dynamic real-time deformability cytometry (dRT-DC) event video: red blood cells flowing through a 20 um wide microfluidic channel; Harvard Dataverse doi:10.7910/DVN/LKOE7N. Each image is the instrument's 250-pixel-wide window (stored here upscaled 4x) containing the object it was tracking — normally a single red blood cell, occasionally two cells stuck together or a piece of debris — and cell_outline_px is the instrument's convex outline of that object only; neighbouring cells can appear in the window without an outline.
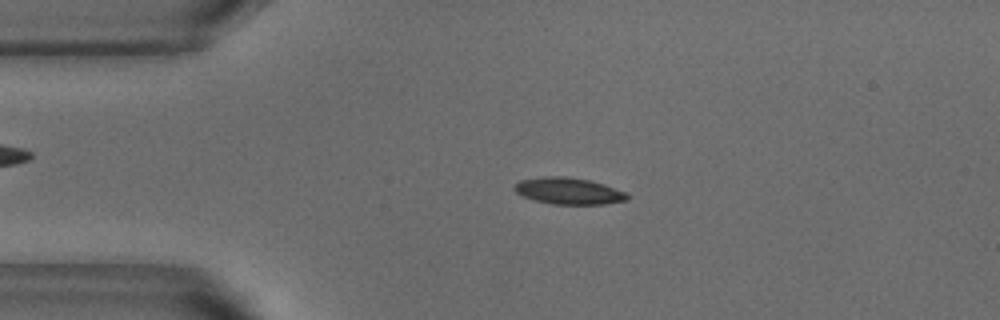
{"species": "common noctule bat (a hibernating species)", "species_latin": "Nyctalus noctula", "temperature_condition": "warm", "stored_images_in_passage": 50, "camera_frame_rate_fps": 3000, "um_per_image_px": 0.085, "animal": {"sex": "male", "body_mass_g": 18.8}, "frame": {"image": 1, "passage_image": 9, "time_ms": 2.667, "image_size_px": [1000, 320], "cell_outline_px": [[628, 200], [604, 204], [552, 204], [536, 200], [524, 196], [516, 192], [512, 188], [520, 180], [544, 176], [564, 176], [588, 180], [604, 184], [624, 192], [628, 196]], "centroid_in_image_um": [48.31, 16.23], "position_along_channel_um": 36.7, "area_um2": 17.28}}
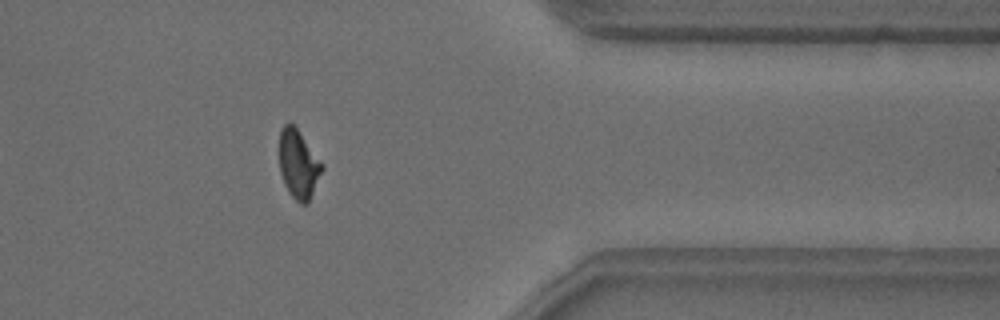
{"frame": {"image": 2, "passage_image": 40, "time_ms": 13.0, "image_size_px": [1000, 320], "cell_outline_px": [[324, 168], [308, 204], [300, 204], [288, 192], [284, 184], [280, 172], [280, 128], [288, 120], [296, 128], [324, 164]], "centroid_in_image_um": [25.38, 13.97], "position_along_channel_um": 386.0, "area_um2": 17.17}}
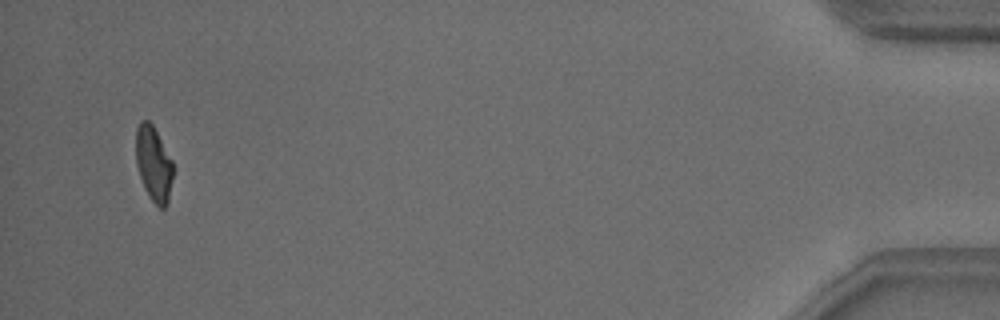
{"frame": {"image": 3, "passage_image": 48, "time_ms": 15.667, "image_size_px": [1000, 320], "cell_outline_px": [[172, 176], [168, 200], [164, 208], [160, 208], [148, 196], [144, 188], [136, 164], [136, 128], [140, 120], [148, 120], [152, 124], [172, 160]], "centroid_in_image_um": [13.03, 13.9], "position_along_channel_um": 422.2, "area_um2": 16.01}, "authors_computed_cell_mechanics": {"area_um2": 17.2244, "velocity_mm_per_s": 3.8286, "shape_relaxation_time_tau1_ms": 4.3709, "shape_relaxation_time_tau2_ms": 2.01, "deformation_change_tau1": 0.1615, "deformation_change_tau2": 0.0762}}